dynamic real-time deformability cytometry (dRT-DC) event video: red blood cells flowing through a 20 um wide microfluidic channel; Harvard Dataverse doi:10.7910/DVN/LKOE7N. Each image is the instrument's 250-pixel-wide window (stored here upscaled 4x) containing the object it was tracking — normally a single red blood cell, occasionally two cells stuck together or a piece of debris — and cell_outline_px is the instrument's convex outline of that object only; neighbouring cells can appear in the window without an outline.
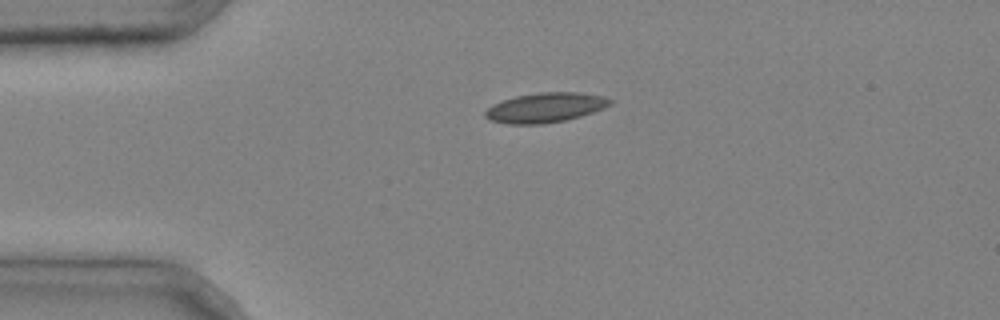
{"species": "common noctule bat (a hibernating species)", "species_latin": "Nyctalus noctula", "temperature_condition": "cold", "stored_images_in_passage": 2, "camera_frame_rate_fps": 3000, "um_per_image_px": 0.085, "animal": {"sex": "male", "body_mass_g": 20.4}, "frame": {"image": 1, "passage_image": 1, "time_ms": 0.0, "image_size_px": [1000, 320], "cell_outline_px": [[612, 104], [604, 108], [580, 116], [564, 120], [544, 124], [508, 124], [488, 120], [484, 116], [484, 112], [492, 104], [516, 96], [540, 92], [576, 92], [604, 96], [612, 100]], "centroid_in_image_um": [46.33, 9.15], "position_along_channel_um": 38.7, "area_um2": 21.62}}